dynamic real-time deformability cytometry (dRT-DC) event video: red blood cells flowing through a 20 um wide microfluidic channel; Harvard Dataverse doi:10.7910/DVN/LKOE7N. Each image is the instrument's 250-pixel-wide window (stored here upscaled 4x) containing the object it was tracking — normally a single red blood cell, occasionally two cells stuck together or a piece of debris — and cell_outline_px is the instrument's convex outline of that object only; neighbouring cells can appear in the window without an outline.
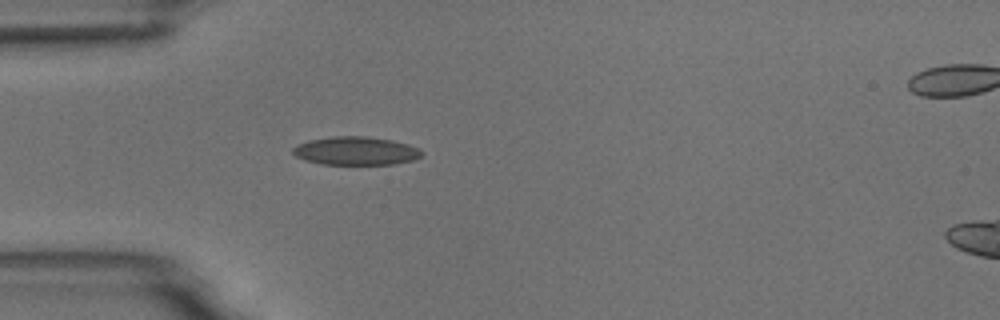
{"species": "common noctule bat (a hibernating species)", "species_latin": "Nyctalus noctula", "temperature_condition": "room temperature", "stored_images_in_passage": 2, "segment_of_instrument_passage": [1, 2], "camera_frame_rate_fps": 3000, "um_per_image_px": 0.085, "animal": {"sex": "male", "body_mass_g": 18.8}, "frame": {"image": 1, "passage_image": 1, "time_ms": 0.0, "image_size_px": [1000, 320], "cell_outline_px": [[424, 152], [420, 156], [412, 160], [392, 164], [320, 164], [304, 160], [296, 156], [292, 152], [292, 148], [296, 144], [308, 140], [336, 136], [368, 136], [392, 140], [408, 144], [420, 148]], "centroid_in_image_um": [30.23, 12.82], "position_along_channel_um": 54.8, "area_um2": 21.39}}